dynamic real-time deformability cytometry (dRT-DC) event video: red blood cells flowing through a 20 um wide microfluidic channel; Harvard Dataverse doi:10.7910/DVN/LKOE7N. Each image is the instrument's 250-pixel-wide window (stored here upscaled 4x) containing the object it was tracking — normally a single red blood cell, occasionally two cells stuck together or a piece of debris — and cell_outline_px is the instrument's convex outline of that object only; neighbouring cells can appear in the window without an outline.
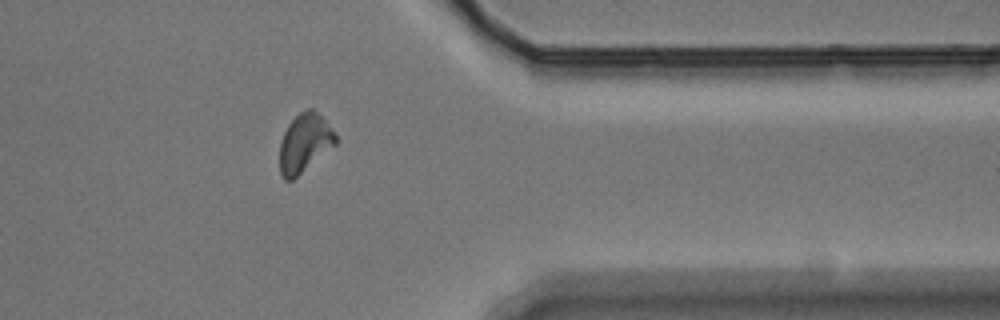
{"species": "Egyptian fruit bat (a non-hibernating species)", "species_latin": "Rousettus aegyptiacus", "temperature_condition": "warm", "stored_images_in_passage": 46, "camera_frame_rate_fps": 3000, "um_per_image_px": 0.085, "animal": {"sex": "male"}, "frame": {"image": 1, "passage_image": 35, "time_ms": 11.333, "image_size_px": [1000, 320], "cell_outline_px": [[336, 144], [292, 180], [284, 180], [280, 172], [280, 140], [288, 124], [300, 112], [308, 108], [312, 108], [336, 132]], "centroid_in_image_um": [25.88, 12.15], "position_along_channel_um": 385.5, "area_um2": 18.84}}
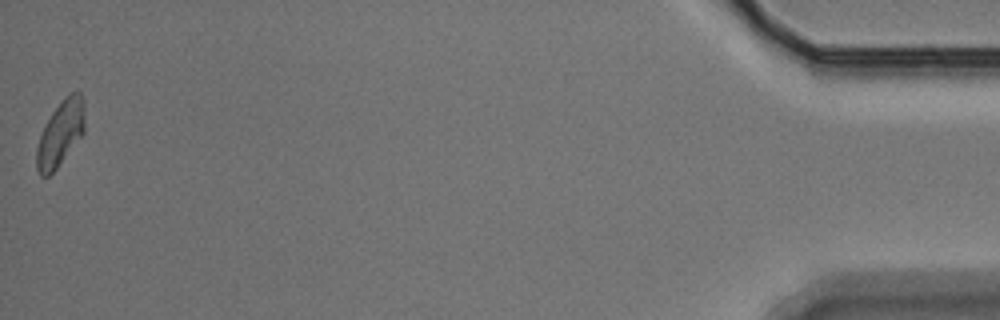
{"frame": {"image": 2, "passage_image": 46, "time_ms": 15.0, "image_size_px": [1000, 320], "cell_outline_px": [[84, 132], [56, 168], [48, 176], [40, 176], [36, 168], [36, 148], [40, 136], [52, 112], [72, 92], [80, 92], [84, 100]], "centroid_in_image_um": [5.13, 11.37], "position_along_channel_um": 430.1, "area_um2": 17.74}}